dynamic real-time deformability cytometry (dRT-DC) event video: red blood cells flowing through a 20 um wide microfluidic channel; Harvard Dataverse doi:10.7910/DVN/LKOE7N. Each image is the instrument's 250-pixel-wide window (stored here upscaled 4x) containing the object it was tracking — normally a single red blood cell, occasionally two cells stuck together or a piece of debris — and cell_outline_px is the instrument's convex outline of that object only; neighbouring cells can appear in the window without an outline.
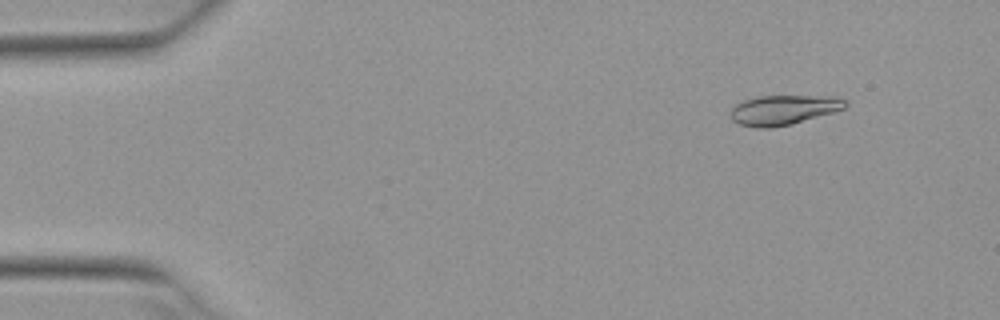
{"species": "Egyptian fruit bat (a non-hibernating species)", "species_latin": "Rousettus aegyptiacus", "temperature_condition": "warm", "stored_images_in_passage": 6, "camera_frame_rate_fps": 3000, "um_per_image_px": 0.085, "animal": {"sex": "female"}, "frame": {"image": 1, "passage_image": 2, "time_ms": 0.333, "image_size_px": [1000, 320], "cell_outline_px": [[848, 104], [844, 108], [832, 112], [792, 124], [772, 128], [756, 128], [740, 124], [732, 120], [732, 108], [736, 104], [744, 100], [756, 96], [828, 96], [848, 100]], "centroid_in_image_um": [66.59, 9.34], "position_along_channel_um": 18.4, "area_um2": 19.77}}
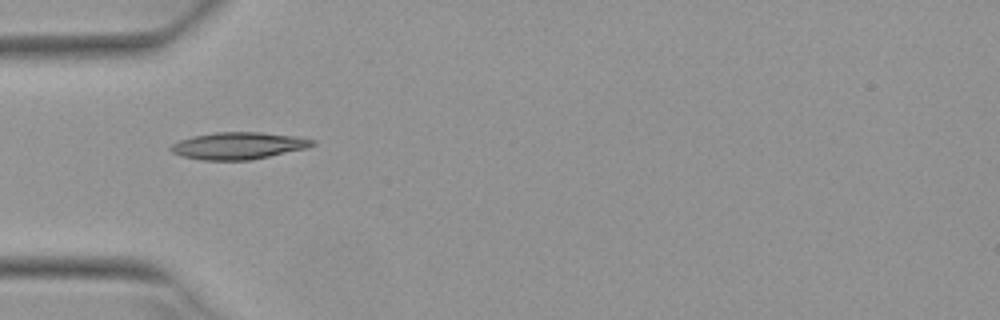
{"frame": {"image": 2, "passage_image": 5, "time_ms": 1.333, "image_size_px": [1000, 320], "cell_outline_px": [[316, 144], [308, 148], [248, 160], [200, 160], [184, 156], [172, 152], [168, 148], [172, 144], [180, 140], [192, 136], [216, 132], [260, 132], [300, 136], [316, 140]], "centroid_in_image_um": [20.3, 12.37], "position_along_channel_um": 64.7, "area_um2": 22.37}}
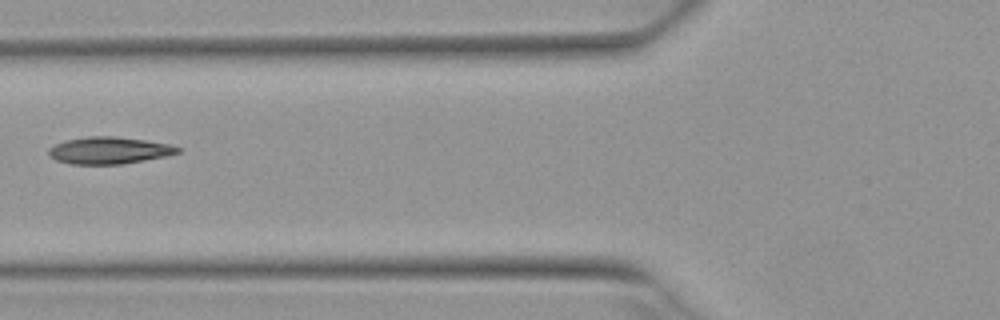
{"frame": {"image": 3, "passage_image": 6, "time_ms": 1.667, "image_size_px": [1000, 320], "cell_outline_px": [[180, 152], [168, 156], [120, 164], [72, 164], [56, 160], [48, 152], [48, 148], [56, 144], [68, 140], [88, 136], [116, 136], [144, 140], [168, 144], [180, 148]], "centroid_in_image_um": [9.29, 12.78], "position_along_channel_um": 116.5, "area_um2": 20.06}}